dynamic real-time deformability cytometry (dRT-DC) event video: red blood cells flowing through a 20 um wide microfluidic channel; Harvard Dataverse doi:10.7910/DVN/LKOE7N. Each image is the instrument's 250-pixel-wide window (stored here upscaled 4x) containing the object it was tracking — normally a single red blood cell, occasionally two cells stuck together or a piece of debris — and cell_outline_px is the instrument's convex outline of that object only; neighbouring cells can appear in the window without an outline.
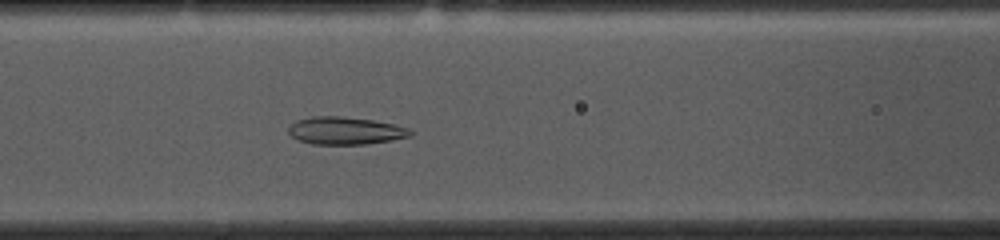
{"species": "common noctule bat (a hibernating species)", "species_latin": "Nyctalus noctula", "temperature_condition": "cold", "stored_images_in_passage": 52, "camera_frame_rate_fps": 3000, "um_per_image_px": 0.085, "animal": {"sex": "female", "body_mass_g": 10.0, "forearm_length_mm": 53.1}, "frame": {"image": 1, "passage_image": 20, "time_ms": 6.333, "image_size_px": [1000, 240], "cell_outline_px": [[412, 136], [392, 140], [364, 144], [312, 144], [300, 140], [292, 136], [288, 132], [288, 128], [296, 120], [316, 116], [340, 116], [372, 120], [392, 124], [408, 128], [412, 132]], "centroid_in_image_um": [29.35, 11.11], "position_along_channel_um": 137.2, "area_um2": 19.36}}
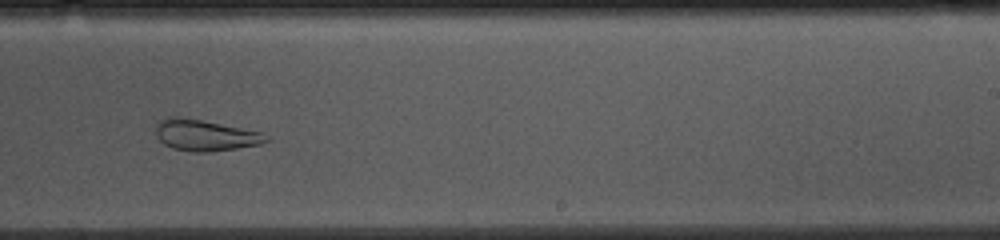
{"frame": {"image": 2, "passage_image": 31, "time_ms": 10.0, "image_size_px": [1000, 240], "cell_outline_px": [[268, 140], [260, 144], [236, 148], [208, 152], [192, 152], [172, 148], [164, 144], [156, 136], [156, 124], [160, 120], [168, 116], [176, 116], [200, 120], [260, 132]], "centroid_in_image_um": [17.35, 11.5], "position_along_channel_um": 271.7, "area_um2": 19.65}}
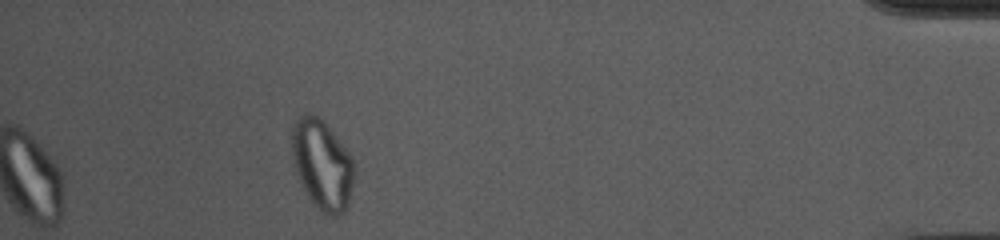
{"frame": {"image": 3, "passage_image": 47, "time_ms": 15.333, "image_size_px": [1000, 240], "cell_outline_px": [[356, 172], [348, 204], [344, 212], [340, 216], [328, 216], [320, 212], [304, 188], [296, 172], [292, 156], [292, 124], [300, 116], [308, 112], [312, 112], [340, 140], [352, 156], [356, 168]], "centroid_in_image_um": [27.42, 14.01], "position_along_channel_um": 407.8, "area_um2": 32.66}, "authors_computed_cell_mechanics": {"area_um2": 25.1719, "velocity_mm_per_s": 3.673, "shape_relaxation_time_tau1_ms": null, "shape_relaxation_time_tau2_ms": 1.8862, "deformation_change_tau1": null, "deformation_change_tau2": 0.093}}